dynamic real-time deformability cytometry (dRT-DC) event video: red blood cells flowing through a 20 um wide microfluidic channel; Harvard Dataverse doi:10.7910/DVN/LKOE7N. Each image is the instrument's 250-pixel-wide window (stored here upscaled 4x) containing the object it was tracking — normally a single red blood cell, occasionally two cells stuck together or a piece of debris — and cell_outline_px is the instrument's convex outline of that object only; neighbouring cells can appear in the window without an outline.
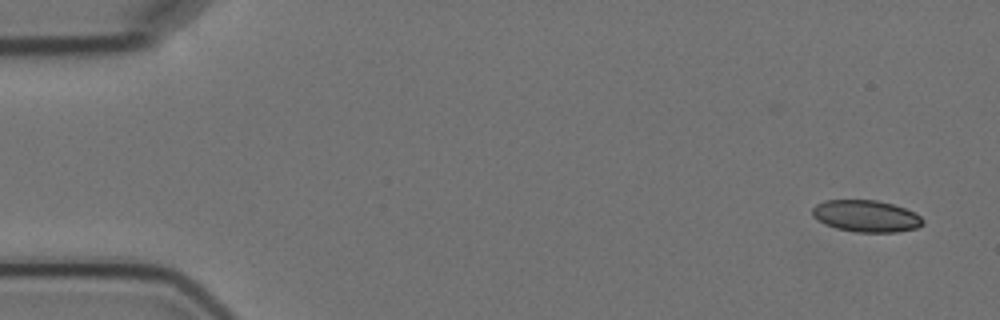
{"species": "Egyptian fruit bat (a non-hibernating species)", "species_latin": "Rousettus aegyptiacus", "temperature_condition": "cold", "stored_images_in_passage": 4, "camera_frame_rate_fps": 3000, "um_per_image_px": 0.085, "animal": {"sex": "female"}, "frame": {"image": 1, "passage_image": 1, "time_ms": 0.0, "image_size_px": [1000, 320], "cell_outline_px": [[924, 224], [916, 228], [896, 232], [856, 232], [836, 228], [824, 224], [812, 216], [812, 208], [816, 204], [824, 200], [876, 200], [892, 204], [904, 208], [920, 216], [924, 220]], "centroid_in_image_um": [73.59, 18.37], "position_along_channel_um": 11.4, "area_um2": 20.46}}
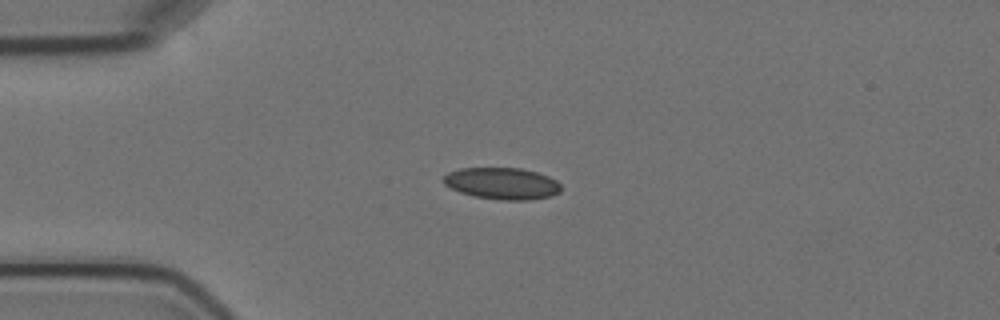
{"frame": {"image": 2, "passage_image": 4, "time_ms": 3.667, "image_size_px": [1000, 320], "cell_outline_px": [[560, 192], [552, 196], [528, 200], [500, 200], [472, 196], [460, 192], [444, 184], [444, 176], [448, 172], [460, 168], [520, 168], [536, 172], [548, 176], [556, 180], [560, 184]], "centroid_in_image_um": [42.68, 15.6], "position_along_channel_um": 42.3, "area_um2": 21.73}}